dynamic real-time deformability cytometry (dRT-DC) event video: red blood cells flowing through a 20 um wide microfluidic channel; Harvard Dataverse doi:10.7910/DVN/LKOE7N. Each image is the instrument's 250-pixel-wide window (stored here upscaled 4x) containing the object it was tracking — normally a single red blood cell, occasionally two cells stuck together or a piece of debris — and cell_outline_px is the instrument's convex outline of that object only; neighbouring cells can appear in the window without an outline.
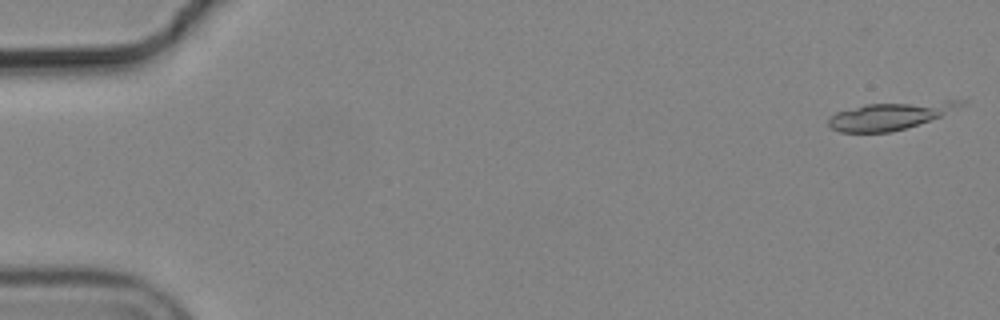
{"species": "common noctule bat (a hibernating species)", "species_latin": "Nyctalus noctula", "temperature_condition": "cold", "stored_images_in_passage": 12, "camera_frame_rate_fps": 3000, "um_per_image_px": 0.085, "animal": {"sex": "male", "body_mass_g": 19.2, "forearm_length_mm": 51.8}, "frame": {"image": 1, "passage_image": 2, "time_ms": 0.333, "image_size_px": [1000, 320], "cell_outline_px": [[968, 100], [964, 104], [940, 116], [892, 132], [840, 132], [832, 128], [828, 124], [828, 116], [836, 112], [864, 104], [944, 100]], "centroid_in_image_um": [75.61, 9.82], "position_along_channel_um": 9.4, "area_um2": 21.04}}